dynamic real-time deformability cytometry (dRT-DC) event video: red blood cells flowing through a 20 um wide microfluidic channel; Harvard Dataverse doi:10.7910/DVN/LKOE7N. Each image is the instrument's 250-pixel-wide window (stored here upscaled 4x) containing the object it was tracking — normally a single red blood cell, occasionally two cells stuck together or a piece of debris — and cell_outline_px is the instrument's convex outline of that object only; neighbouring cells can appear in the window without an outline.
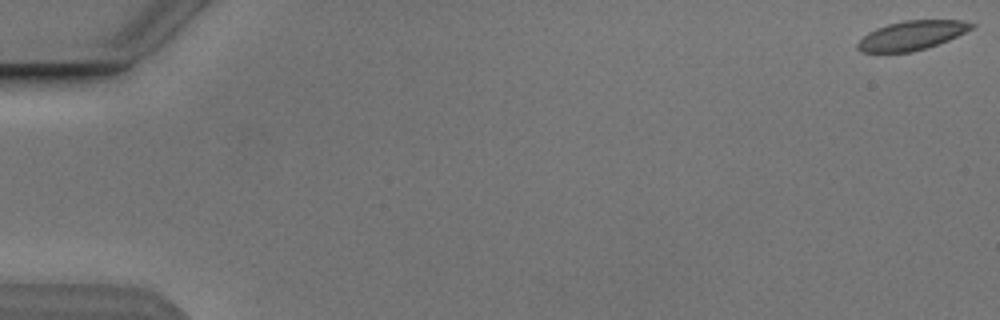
{"species": "Egyptian fruit bat (a non-hibernating species)", "species_latin": "Rousettus aegyptiacus", "temperature_condition": "cold", "stored_images_in_passage": 8, "camera_frame_rate_fps": 3000, "um_per_image_px": 0.085, "animal": {"sex": "male"}, "frame": {"image": 1, "passage_image": 1, "time_ms": 0.0, "image_size_px": [1000, 320], "cell_outline_px": [[976, 24], [972, 28], [948, 40], [912, 52], [860, 52], [856, 48], [856, 44], [868, 32], [876, 28], [888, 24], [904, 20], [960, 20]], "centroid_in_image_um": [77.45, 3.0], "position_along_channel_um": 7.5, "area_um2": 19.13}}
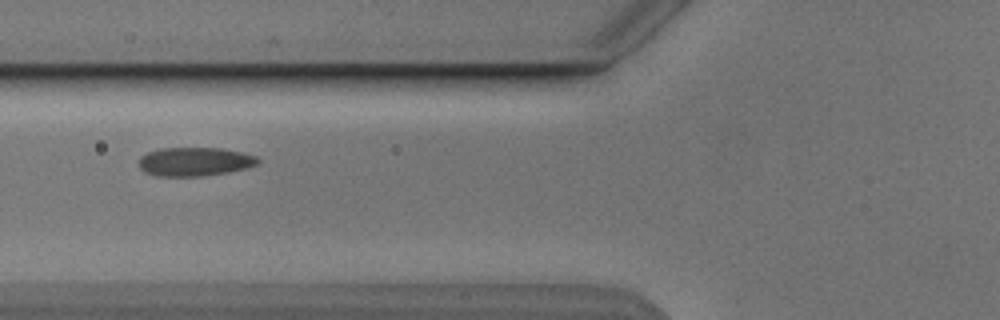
{"frame": {"image": 2, "passage_image": 7, "time_ms": 7.0, "image_size_px": [1000, 320], "cell_outline_px": [[260, 160], [256, 164], [244, 168], [228, 172], [200, 176], [156, 176], [144, 172], [140, 168], [140, 156], [148, 152], [160, 148], [220, 148], [244, 152], [256, 156]], "centroid_in_image_um": [16.53, 13.73], "position_along_channel_um": 109.3, "area_um2": 19.88}}